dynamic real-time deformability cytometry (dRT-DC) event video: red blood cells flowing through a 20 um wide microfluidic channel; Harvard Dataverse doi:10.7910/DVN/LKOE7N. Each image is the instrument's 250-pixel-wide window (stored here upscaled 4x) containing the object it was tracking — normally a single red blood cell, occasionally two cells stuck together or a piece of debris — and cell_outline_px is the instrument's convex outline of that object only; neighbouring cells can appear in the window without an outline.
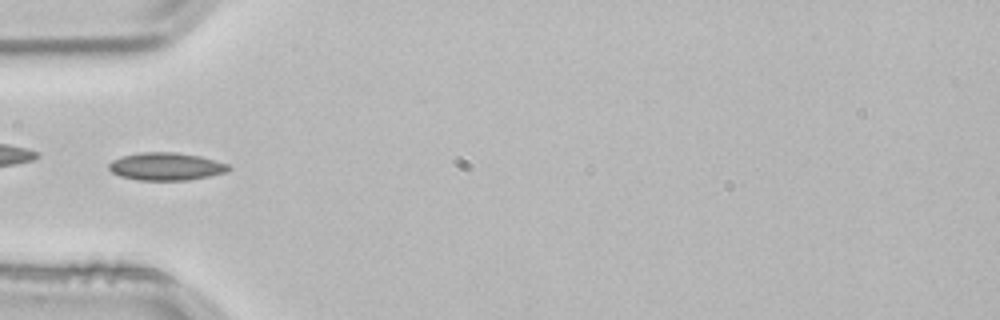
{"species": "common noctule bat (a hibernating species)", "species_latin": "Nyctalus noctula", "temperature_condition": "room temperature", "stored_images_in_passage": 3, "camera_frame_rate_fps": 3000, "um_per_image_px": 0.085, "animal": {"sex": "male", "body_mass_g": 21.5, "forearm_length_mm": 52.0}, "frame": {"image": 1, "passage_image": 3, "time_ms": 0.667, "image_size_px": [1000, 320], "cell_outline_px": [[232, 168], [228, 172], [188, 180], [136, 180], [120, 176], [112, 172], [108, 168], [108, 164], [112, 160], [120, 156], [140, 152], [176, 152], [200, 156], [228, 164]], "centroid_in_image_um": [14.1, 14.14], "position_along_channel_um": 70.9, "area_um2": 19.48}}